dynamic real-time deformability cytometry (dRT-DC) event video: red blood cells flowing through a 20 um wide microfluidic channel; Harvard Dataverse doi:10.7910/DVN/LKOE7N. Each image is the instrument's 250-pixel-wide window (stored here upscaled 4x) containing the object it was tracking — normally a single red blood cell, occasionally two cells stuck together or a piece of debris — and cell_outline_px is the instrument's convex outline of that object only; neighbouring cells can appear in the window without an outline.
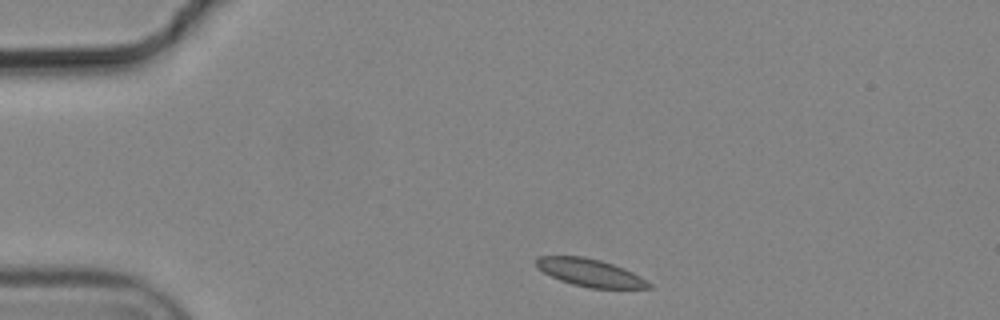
{"species": "common noctule bat (a hibernating species)", "species_latin": "Nyctalus noctula", "temperature_condition": "cold", "stored_images_in_passage": 2, "camera_frame_rate_fps": 3000, "um_per_image_px": 0.085, "animal": {"sex": "male", "body_mass_g": 19.2, "forearm_length_mm": 51.8}, "frame": {"image": 1, "passage_image": 1, "time_ms": 0.0, "image_size_px": [1000, 320], "cell_outline_px": [[652, 288], [588, 288], [572, 284], [560, 280], [536, 268], [536, 260], [540, 256], [584, 256], [600, 260], [612, 264], [632, 272], [640, 276], [652, 284]], "centroid_in_image_um": [50.15, 23.18], "position_along_channel_um": 34.9, "area_um2": 17.98}}